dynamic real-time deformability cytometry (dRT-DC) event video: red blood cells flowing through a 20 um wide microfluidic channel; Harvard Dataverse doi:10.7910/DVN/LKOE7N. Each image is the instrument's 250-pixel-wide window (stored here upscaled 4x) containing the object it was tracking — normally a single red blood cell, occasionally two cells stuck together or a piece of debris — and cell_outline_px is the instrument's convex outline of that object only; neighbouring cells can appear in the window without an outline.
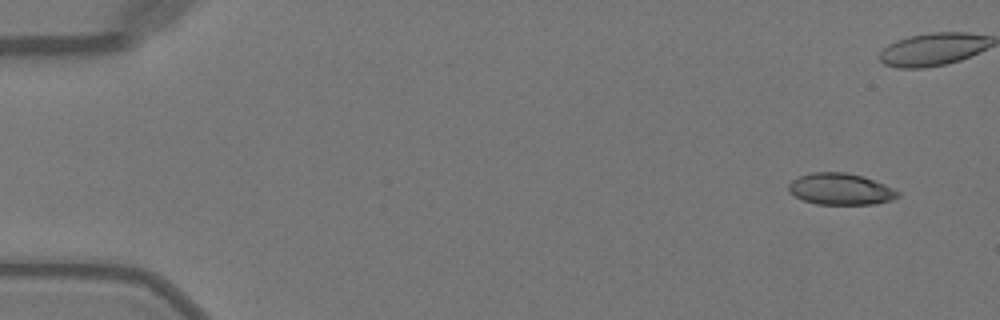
{"species": "Egyptian fruit bat (a non-hibernating species)", "species_latin": "Rousettus aegyptiacus", "temperature_condition": "warm", "stored_images_in_passage": 24, "camera_frame_rate_fps": 3000, "um_per_image_px": 0.085, "animal": {"sex": "female"}, "frame": {"image": 1, "passage_image": 3, "time_ms": 0.667, "image_size_px": [1000, 320], "cell_outline_px": [[900, 196], [892, 200], [876, 204], [816, 204], [804, 200], [796, 196], [788, 188], [788, 184], [792, 180], [800, 176], [812, 172], [844, 172], [860, 176], [884, 184], [900, 192]], "centroid_in_image_um": [71.46, 16.08], "position_along_channel_um": 13.5, "area_um2": 19.83}}